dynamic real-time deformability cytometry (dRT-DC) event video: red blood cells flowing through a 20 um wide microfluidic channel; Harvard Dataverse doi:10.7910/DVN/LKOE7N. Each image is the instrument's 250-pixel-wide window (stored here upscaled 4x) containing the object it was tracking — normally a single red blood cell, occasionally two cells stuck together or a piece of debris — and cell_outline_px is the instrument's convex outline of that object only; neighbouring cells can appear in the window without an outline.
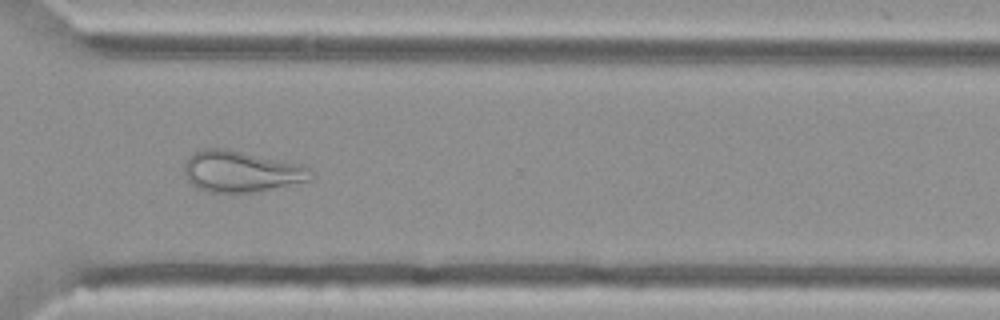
{"species": "Egyptian fruit bat (a non-hibernating species)", "species_latin": "Rousettus aegyptiacus", "temperature_condition": "cold", "stored_images_in_passage": 53, "camera_frame_rate_fps": 3000, "um_per_image_px": 0.085, "animal": {"sex": "female"}, "frame": {"image": 1, "passage_image": 39, "time_ms": 12.667, "image_size_px": [1000, 320], "cell_outline_px": [[312, 180], [256, 192], [208, 192], [196, 188], [188, 180], [184, 172], [184, 164], [188, 156], [204, 148], [228, 148], [304, 164], [312, 168]], "centroid_in_image_um": [20.54, 14.56], "position_along_channel_um": 350.1, "area_um2": 30.92}}
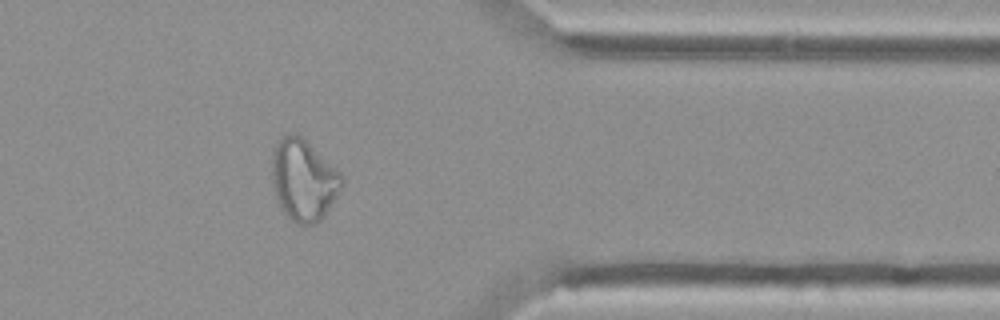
{"frame": {"image": 2, "passage_image": 43, "time_ms": 14.0, "image_size_px": [1000, 320], "cell_outline_px": [[344, 184], [340, 192], [320, 220], [316, 224], [296, 224], [280, 208], [272, 184], [272, 152], [276, 144], [284, 136], [292, 132], [300, 132], [344, 176]], "centroid_in_image_um": [25.82, 15.26], "position_along_channel_um": 385.6, "area_um2": 33.58}}